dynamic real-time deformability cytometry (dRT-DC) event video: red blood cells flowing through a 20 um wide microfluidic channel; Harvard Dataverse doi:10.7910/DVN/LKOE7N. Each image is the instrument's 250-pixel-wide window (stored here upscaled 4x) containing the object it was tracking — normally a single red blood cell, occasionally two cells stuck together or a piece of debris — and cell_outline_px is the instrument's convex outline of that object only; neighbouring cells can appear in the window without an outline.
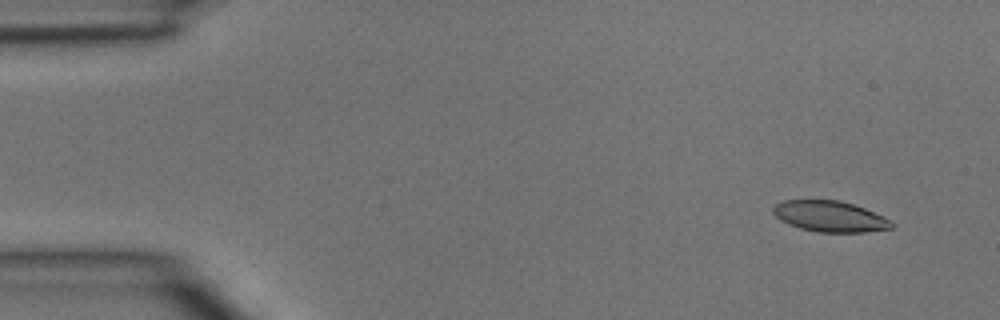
{"species": "common noctule bat (a hibernating species)", "species_latin": "Nyctalus noctula", "temperature_condition": "room temperature", "stored_images_in_passage": 4, "camera_frame_rate_fps": 3000, "um_per_image_px": 0.085, "animal": {"sex": "male", "body_mass_g": 15.6}, "frame": {"image": 1, "passage_image": 1, "time_ms": 0.0, "image_size_px": [1000, 320], "cell_outline_px": [[896, 224], [892, 228], [864, 232], [820, 232], [800, 228], [788, 224], [780, 220], [772, 212], [772, 208], [776, 204], [784, 200], [840, 200], [864, 208], [884, 216], [892, 220]], "centroid_in_image_um": [70.56, 18.39], "position_along_channel_um": 14.4, "area_um2": 21.39}}
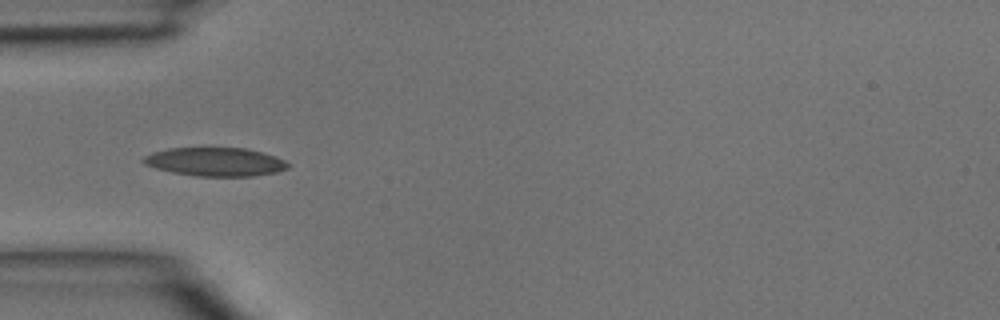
{"frame": {"image": 2, "passage_image": 4, "time_ms": 1.0, "image_size_px": [1000, 320], "cell_outline_px": [[288, 168], [276, 172], [252, 176], [196, 176], [172, 172], [156, 168], [144, 164], [140, 160], [144, 156], [152, 152], [168, 148], [244, 148], [276, 156], [284, 160], [288, 164]], "centroid_in_image_um": [18.26, 13.75], "position_along_channel_um": 66.7, "area_um2": 23.99}}